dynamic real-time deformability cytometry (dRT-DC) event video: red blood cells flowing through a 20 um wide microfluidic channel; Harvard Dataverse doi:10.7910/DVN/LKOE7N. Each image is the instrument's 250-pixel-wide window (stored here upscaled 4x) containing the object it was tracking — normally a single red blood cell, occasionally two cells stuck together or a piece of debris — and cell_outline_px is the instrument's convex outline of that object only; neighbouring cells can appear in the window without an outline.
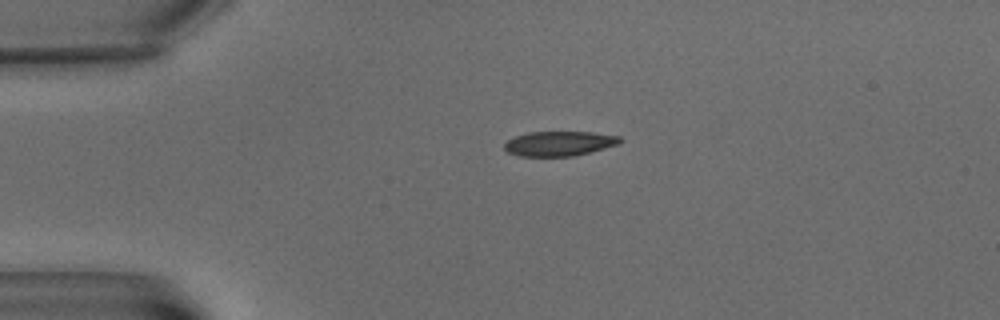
{"species": "common noctule bat (a hibernating species)", "species_latin": "Nyctalus noctula", "temperature_condition": "warm", "stored_images_in_passage": 5, "camera_frame_rate_fps": 3000, "um_per_image_px": 0.085, "animal": {"sex": "male", "body_mass_g": 15.6}, "frame": {"image": 1, "passage_image": 1, "time_ms": 0.0, "image_size_px": [1000, 320], "cell_outline_px": [[624, 140], [620, 144], [572, 156], [520, 156], [508, 152], [504, 148], [504, 144], [508, 140], [516, 136], [528, 132], [592, 132], [620, 136]], "centroid_in_image_um": [47.56, 12.19], "position_along_channel_um": 37.4, "area_um2": 16.59}}
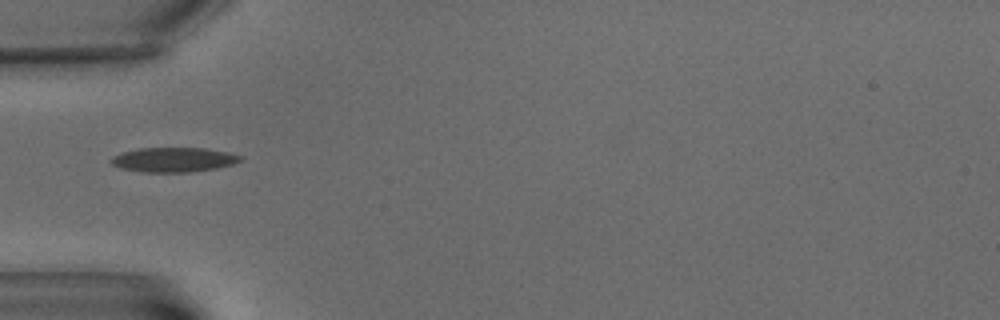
{"frame": {"image": 2, "passage_image": 3, "time_ms": 2.333, "image_size_px": [1000, 320], "cell_outline_px": [[244, 156], [240, 160], [232, 164], [216, 168], [188, 172], [144, 172], [120, 168], [112, 164], [108, 160], [112, 156], [124, 152], [140, 148], [208, 148], [232, 152]], "centroid_in_image_um": [14.78, 13.56], "position_along_channel_um": 70.2, "area_um2": 18.61}}
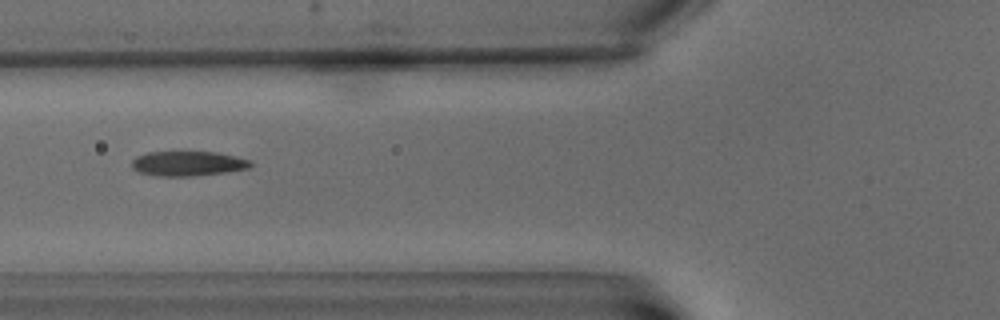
{"frame": {"image": 3, "passage_image": 4, "time_ms": 3.667, "image_size_px": [1000, 320], "cell_outline_px": [[256, 164], [248, 168], [224, 172], [192, 176], [160, 176], [140, 172], [132, 168], [132, 160], [136, 156], [148, 152], [216, 152], [236, 156], [252, 160]], "centroid_in_image_um": [16.01, 13.89], "position_along_channel_um": 109.8, "area_um2": 17.17}}